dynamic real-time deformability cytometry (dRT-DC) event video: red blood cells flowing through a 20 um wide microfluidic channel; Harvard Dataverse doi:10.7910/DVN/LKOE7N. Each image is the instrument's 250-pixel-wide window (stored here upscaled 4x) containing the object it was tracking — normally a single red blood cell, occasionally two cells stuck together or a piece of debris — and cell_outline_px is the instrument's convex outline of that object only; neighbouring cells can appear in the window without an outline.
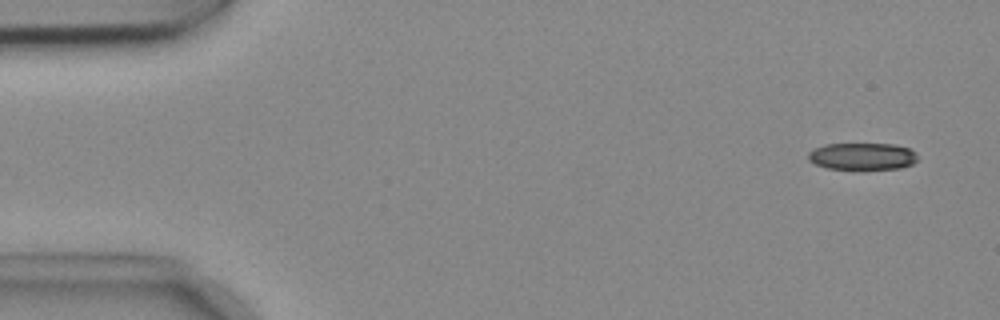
{"species": "common noctule bat (a hibernating species)", "species_latin": "Nyctalus noctula", "temperature_condition": "cold", "stored_images_in_passage": 51, "camera_frame_rate_fps": 3000, "um_per_image_px": 0.085, "animal": {"sex": "female", "body_mass_g": 18.4}, "frame": {"image": 1, "passage_image": 1, "time_ms": 0.0, "image_size_px": [1000, 320], "cell_outline_px": [[916, 160], [912, 164], [900, 168], [828, 168], [816, 164], [808, 160], [808, 152], [824, 144], [892, 144], [908, 148], [916, 152]], "centroid_in_image_um": [73.29, 13.27], "position_along_channel_um": 11.7, "area_um2": 16.82}}
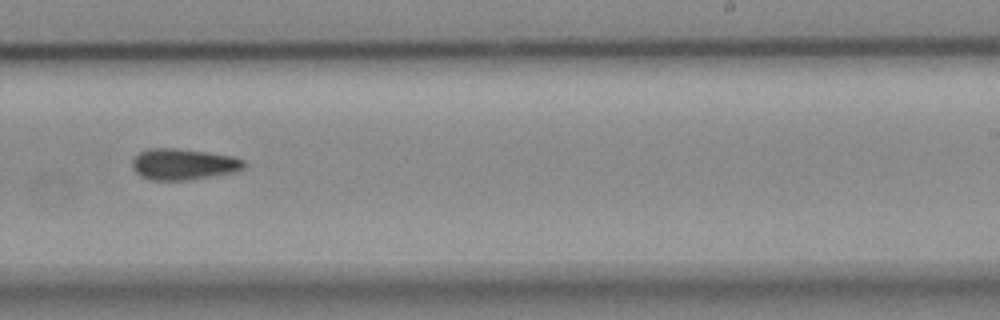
{"frame": {"image": 2, "passage_image": 31, "time_ms": 10.0, "image_size_px": [1000, 320], "cell_outline_px": [[244, 168], [236, 172], [212, 176], [184, 180], [152, 180], [140, 176], [132, 168], [132, 156], [148, 148], [176, 148], [232, 156], [244, 160]], "centroid_in_image_um": [15.54, 13.96], "position_along_channel_um": 273.5, "area_um2": 20.29}}
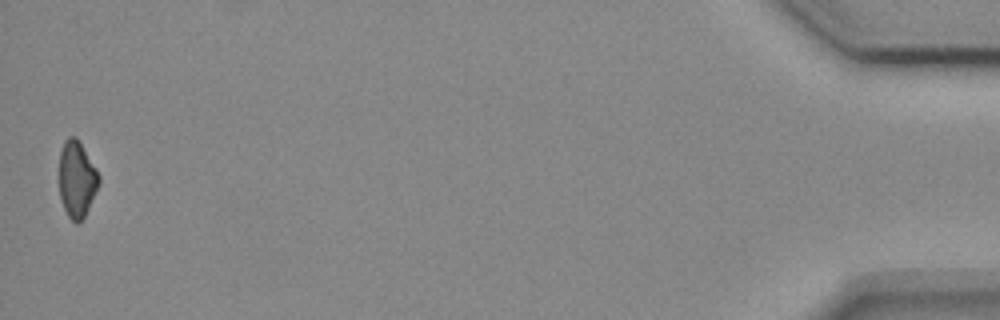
{"frame": {"image": 3, "passage_image": 51, "time_ms": 16.667, "image_size_px": [1000, 320], "cell_outline_px": [[100, 184], [84, 216], [76, 224], [68, 216], [64, 208], [60, 196], [60, 152], [64, 140], [68, 136], [76, 136], [96, 168], [100, 176]], "centroid_in_image_um": [6.54, 15.21], "position_along_channel_um": 428.7, "area_um2": 17.51}, "authors_computed_cell_mechanics": {"area_um2": 19.5364, "velocity_mm_per_s": 3.7534, "shape_relaxation_time_tau1_ms": null, "shape_relaxation_time_tau2_ms": 7.5263, "deformation_change_tau1": null, "deformation_change_tau2": 0.1684}}